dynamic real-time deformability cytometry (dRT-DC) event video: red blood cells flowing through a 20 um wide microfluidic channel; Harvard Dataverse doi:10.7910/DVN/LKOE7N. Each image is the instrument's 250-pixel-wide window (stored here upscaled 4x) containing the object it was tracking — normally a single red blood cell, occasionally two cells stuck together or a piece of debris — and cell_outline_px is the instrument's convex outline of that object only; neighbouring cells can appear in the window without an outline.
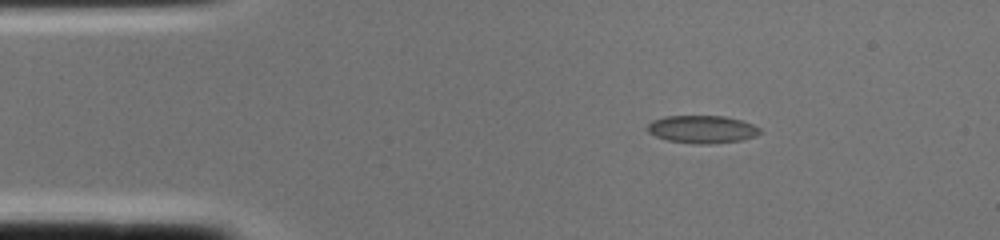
{"species": "common noctule bat (a hibernating species)", "species_latin": "Nyctalus noctula", "temperature_condition": "cold", "stored_images_in_passage": 1, "camera_frame_rate_fps": 3000, "um_per_image_px": 0.085, "animal": {"sex": "female", "body_mass_g": 22.0, "forearm_length_mm": 56.7}, "frame": {"image": 1, "passage_image": 1, "time_ms": 0.0, "image_size_px": [1000, 240], "cell_outline_px": [[760, 132], [756, 136], [740, 140], [708, 144], [692, 144], [668, 140], [656, 136], [648, 132], [648, 124], [652, 120], [664, 116], [724, 116], [740, 120], [752, 124], [760, 128]], "centroid_in_image_um": [59.66, 10.99], "position_along_channel_um": 25.3, "area_um2": 18.09}}